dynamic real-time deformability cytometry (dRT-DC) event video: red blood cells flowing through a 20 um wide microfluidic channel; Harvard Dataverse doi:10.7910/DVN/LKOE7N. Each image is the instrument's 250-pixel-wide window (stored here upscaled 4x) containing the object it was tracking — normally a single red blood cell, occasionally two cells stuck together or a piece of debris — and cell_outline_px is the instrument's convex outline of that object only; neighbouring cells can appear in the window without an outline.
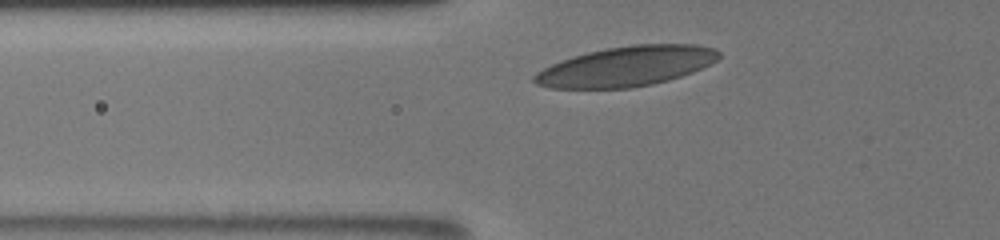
{"species": "human", "species_latin": "Homo sapiens", "temperature_condition": "room temperature", "stored_images_in_passage": 3, "camera_frame_rate_fps": 3000, "um_per_image_px": 0.085, "donor": {"sex": "male"}, "frame": {"image": 1, "passage_image": 2, "time_ms": 0.667, "image_size_px": [1000, 240], "cell_outline_px": [[720, 56], [716, 60], [692, 72], [668, 80], [652, 84], [628, 88], [548, 88], [536, 84], [532, 80], [532, 76], [536, 72], [560, 60], [588, 52], [608, 48], [632, 44], [696, 44], [712, 48], [720, 52]], "centroid_in_image_um": [53.2, 5.64], "position_along_channel_um": 72.6, "area_um2": 42.71}}